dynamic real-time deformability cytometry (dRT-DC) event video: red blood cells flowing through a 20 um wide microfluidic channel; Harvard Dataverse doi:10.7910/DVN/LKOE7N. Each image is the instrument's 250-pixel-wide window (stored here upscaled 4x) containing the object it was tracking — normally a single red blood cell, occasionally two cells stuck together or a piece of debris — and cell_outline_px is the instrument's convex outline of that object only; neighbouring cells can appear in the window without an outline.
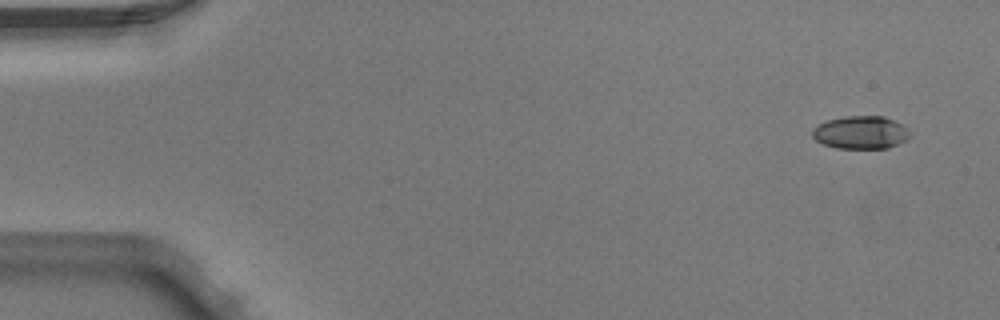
{"species": "Egyptian fruit bat (a non-hibernating species)", "species_latin": "Rousettus aegyptiacus", "temperature_condition": "warm", "stored_images_in_passage": 4, "camera_frame_rate_fps": 3000, "um_per_image_px": 0.085, "animal": {"sex": "male"}, "frame": {"image": 1, "passage_image": 1, "time_ms": 0.0, "image_size_px": [1000, 320], "cell_outline_px": [[912, 136], [908, 140], [888, 148], [836, 148], [824, 144], [816, 140], [812, 136], [812, 128], [828, 120], [848, 116], [884, 116], [908, 128], [912, 132]], "centroid_in_image_um": [73.21, 11.27], "position_along_channel_um": 11.8, "area_um2": 18.79}}
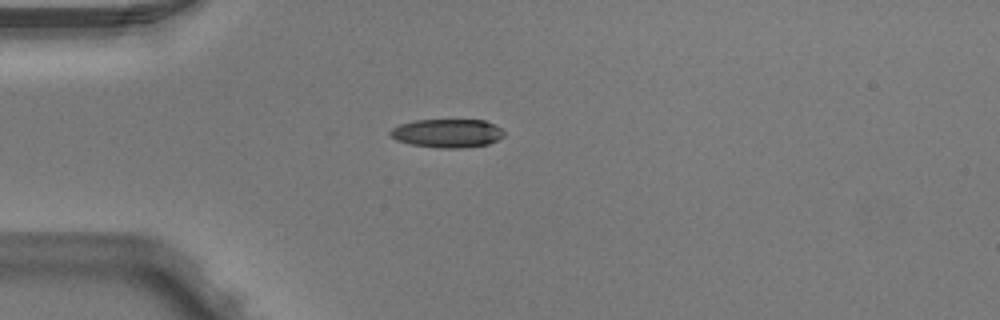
{"frame": {"image": 2, "passage_image": 4, "time_ms": 1.0, "image_size_px": [1000, 320], "cell_outline_px": [[504, 136], [488, 144], [464, 148], [436, 148], [412, 144], [396, 140], [388, 132], [392, 128], [400, 124], [412, 120], [484, 120], [496, 124], [504, 132]], "centroid_in_image_um": [38.02, 11.32], "position_along_channel_um": 47.0, "area_um2": 19.02}}